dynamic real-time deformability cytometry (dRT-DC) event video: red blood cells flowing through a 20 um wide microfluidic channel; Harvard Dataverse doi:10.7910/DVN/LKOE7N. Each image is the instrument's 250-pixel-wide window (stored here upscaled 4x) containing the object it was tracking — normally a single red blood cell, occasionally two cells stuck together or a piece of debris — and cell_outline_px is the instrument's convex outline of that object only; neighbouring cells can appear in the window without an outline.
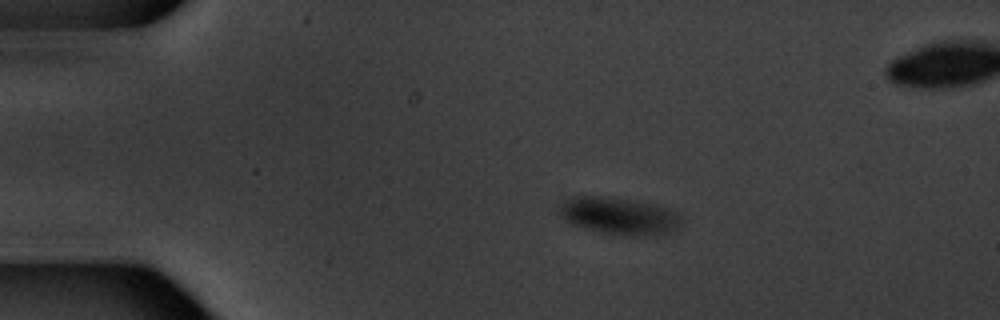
{"species": "common noctule bat (a hibernating species)", "species_latin": "Nyctalus noctula", "temperature_condition": "warm", "stored_images_in_passage": 7, "camera_frame_rate_fps": 3000, "um_per_image_px": 0.085, "animal": {"sex": "male", "body_mass_g": 20.1, "forearm_length_mm": 53.5}, "frame": {"image": 1, "passage_image": 3, "time_ms": 2.333, "image_size_px": [1000, 320], "cell_outline_px": [[684, 224], [676, 232], [644, 236], [624, 236], [604, 232], [572, 224], [564, 220], [556, 212], [560, 204], [564, 200], [572, 196], [604, 196], [636, 200], [660, 204], [680, 212]], "centroid_in_image_um": [52.72, 18.34], "position_along_channel_um": 32.3, "area_um2": 27.46}}